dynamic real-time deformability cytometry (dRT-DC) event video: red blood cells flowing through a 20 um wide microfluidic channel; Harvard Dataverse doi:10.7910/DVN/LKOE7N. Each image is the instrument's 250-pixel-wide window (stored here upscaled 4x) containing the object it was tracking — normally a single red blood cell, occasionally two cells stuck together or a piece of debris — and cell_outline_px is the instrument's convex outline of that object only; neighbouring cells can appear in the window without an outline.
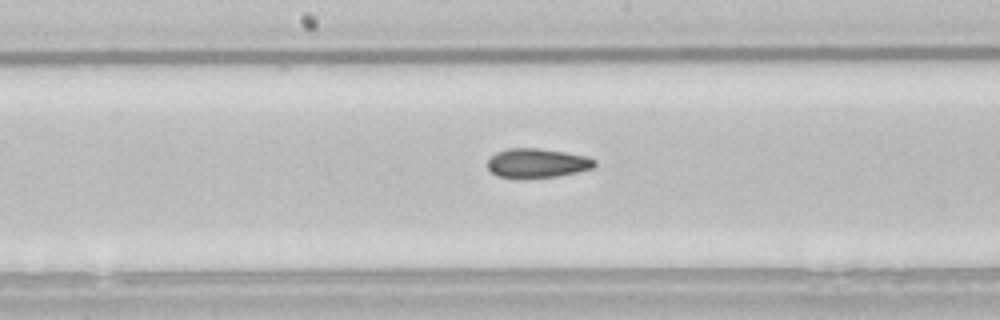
{"species": "common noctule bat (a hibernating species)", "species_latin": "Nyctalus noctula", "temperature_condition": "room temperature", "stored_images_in_passage": 45, "camera_frame_rate_fps": 3000, "um_per_image_px": 0.085, "animal": {"sex": "male", "body_mass_g": 21.5, "forearm_length_mm": 52.0}, "frame": {"image": 1, "passage_image": 20, "time_ms": 6.333, "image_size_px": [1000, 320], "cell_outline_px": [[596, 164], [592, 168], [576, 172], [556, 176], [520, 180], [496, 176], [488, 168], [488, 160], [496, 152], [508, 148], [540, 148], [564, 152], [584, 156], [596, 160]], "centroid_in_image_um": [45.6, 13.89], "position_along_channel_um": 202.6, "area_um2": 18.5}}